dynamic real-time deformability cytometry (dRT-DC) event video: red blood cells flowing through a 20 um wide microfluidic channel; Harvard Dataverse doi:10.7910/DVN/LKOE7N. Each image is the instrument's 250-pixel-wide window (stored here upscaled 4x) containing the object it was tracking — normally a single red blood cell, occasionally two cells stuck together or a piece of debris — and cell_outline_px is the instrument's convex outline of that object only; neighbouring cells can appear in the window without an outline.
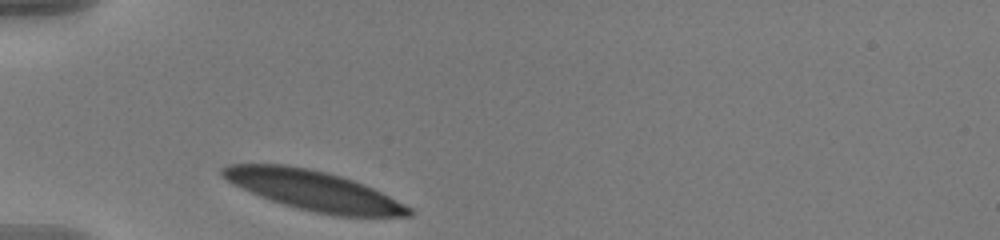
{"species": "human", "species_latin": "Homo sapiens", "temperature_condition": "warm", "stored_images_in_passage": 28, "camera_frame_rate_fps": 3000, "um_per_image_px": 0.085, "donor": {"sex": "male"}, "frame": {"image": 1, "passage_image": 1, "time_ms": 0.0, "image_size_px": [1000, 240], "cell_outline_px": [[412, 216], [336, 216], [296, 208], [260, 196], [220, 176], [220, 168], [228, 164], [284, 164], [308, 168], [328, 172], [364, 184], [412, 208]], "centroid_in_image_um": [26.65, 16.18], "position_along_channel_um": 58.3, "area_um2": 42.6}}
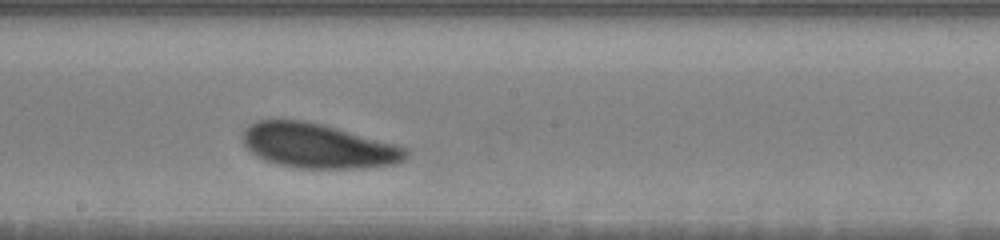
{"frame": {"image": 2, "passage_image": 16, "time_ms": 5.0, "image_size_px": [1000, 240], "cell_outline_px": [[408, 156], [400, 164], [364, 168], [300, 168], [276, 164], [264, 160], [256, 156], [244, 144], [244, 132], [252, 124], [260, 120], [304, 120], [320, 124], [396, 144], [408, 148]], "centroid_in_image_um": [27.09, 12.42], "position_along_channel_um": 221.1, "area_um2": 42.14}}
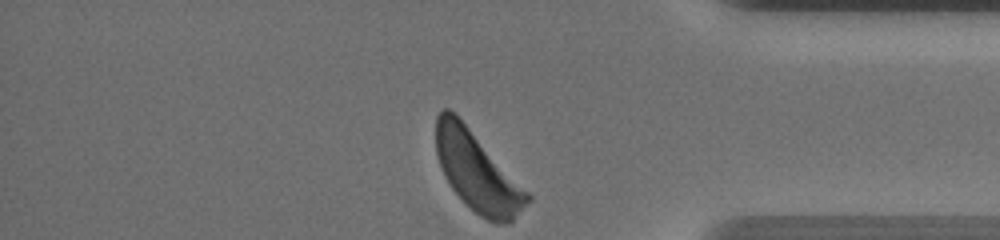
{"frame": {"image": 3, "passage_image": 28, "time_ms": 9.0, "image_size_px": [1000, 240], "cell_outline_px": [[532, 200], [508, 224], [496, 224], [480, 216], [452, 188], [444, 176], [436, 156], [436, 116], [444, 108], [448, 108], [468, 128], [532, 196]], "centroid_in_image_um": [40.56, 14.64], "position_along_channel_um": 394.6, "area_um2": 41.04}, "authors_computed_cell_mechanics": {"area_um2": 42.5408, "velocity_mm_per_s": 3.5226, "shape_relaxation_time_tau1_ms": 2.4261, "shape_relaxation_time_tau2_ms": 8.0925, "deformation_change_tau1": 0.1112, "deformation_change_tau2": 0.1552}}